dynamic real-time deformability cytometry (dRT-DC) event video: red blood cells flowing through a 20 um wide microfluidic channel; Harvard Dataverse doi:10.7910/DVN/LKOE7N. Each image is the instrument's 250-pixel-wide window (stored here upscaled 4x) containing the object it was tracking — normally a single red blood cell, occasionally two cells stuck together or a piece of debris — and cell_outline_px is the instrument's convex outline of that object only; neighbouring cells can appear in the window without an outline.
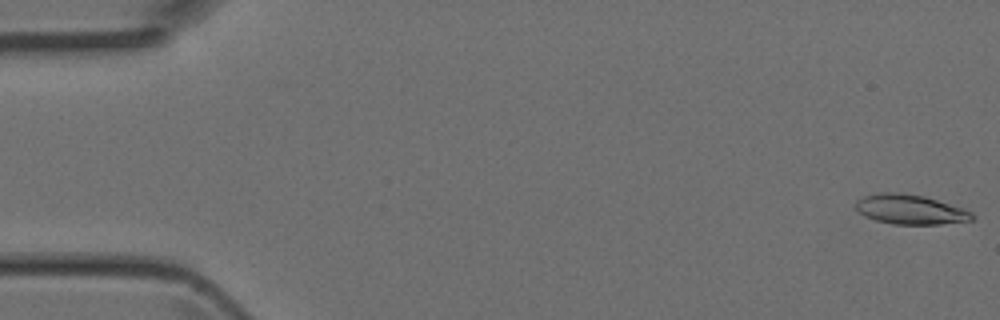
{"species": "Egyptian fruit bat (a non-hibernating species)", "species_latin": "Rousettus aegyptiacus", "temperature_condition": "room temperature", "stored_images_in_passage": 6, "camera_frame_rate_fps": 3000, "um_per_image_px": 0.085, "animal": {"sex": "female"}, "frame": {"image": 1, "passage_image": 1, "time_ms": 0.0, "image_size_px": [1000, 320], "cell_outline_px": [[976, 216], [972, 220], [940, 224], [892, 224], [876, 220], [864, 216], [856, 208], [856, 200], [864, 196], [880, 192], [900, 192], [924, 196], [964, 208], [972, 212]], "centroid_in_image_um": [77.38, 17.8], "position_along_channel_um": 7.6, "area_um2": 20.17}}
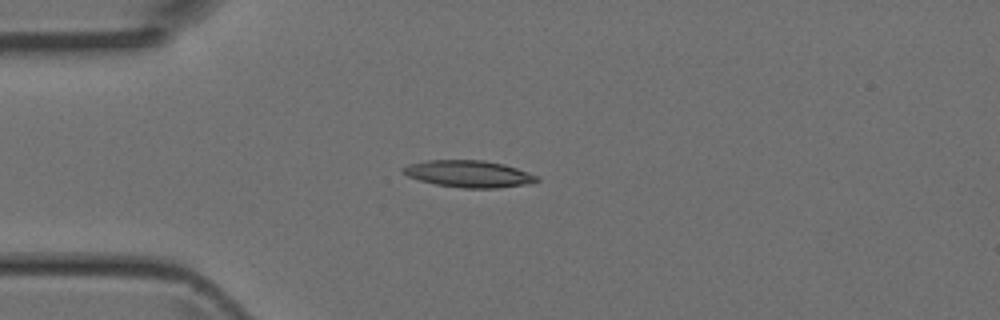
{"frame": {"image": 2, "passage_image": 4, "time_ms": 1.0, "image_size_px": [1000, 320], "cell_outline_px": [[540, 180], [528, 184], [500, 188], [464, 188], [436, 184], [420, 180], [408, 176], [400, 172], [400, 168], [408, 164], [428, 160], [484, 160], [504, 164], [540, 176]], "centroid_in_image_um": [39.85, 14.77], "position_along_channel_um": 45.1, "area_um2": 21.1}}
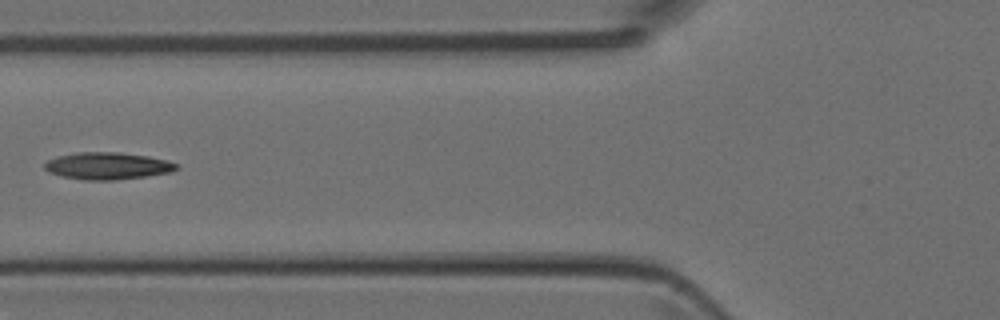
{"frame": {"image": 3, "passage_image": 6, "time_ms": 1.667, "image_size_px": [1000, 320], "cell_outline_px": [[180, 168], [172, 172], [116, 180], [84, 180], [60, 176], [48, 172], [44, 168], [44, 164], [48, 160], [56, 156], [76, 152], [120, 152], [148, 156], [168, 160], [176, 164]], "centroid_in_image_um": [9.12, 14.1], "position_along_channel_um": 116.7, "area_um2": 20.98}}